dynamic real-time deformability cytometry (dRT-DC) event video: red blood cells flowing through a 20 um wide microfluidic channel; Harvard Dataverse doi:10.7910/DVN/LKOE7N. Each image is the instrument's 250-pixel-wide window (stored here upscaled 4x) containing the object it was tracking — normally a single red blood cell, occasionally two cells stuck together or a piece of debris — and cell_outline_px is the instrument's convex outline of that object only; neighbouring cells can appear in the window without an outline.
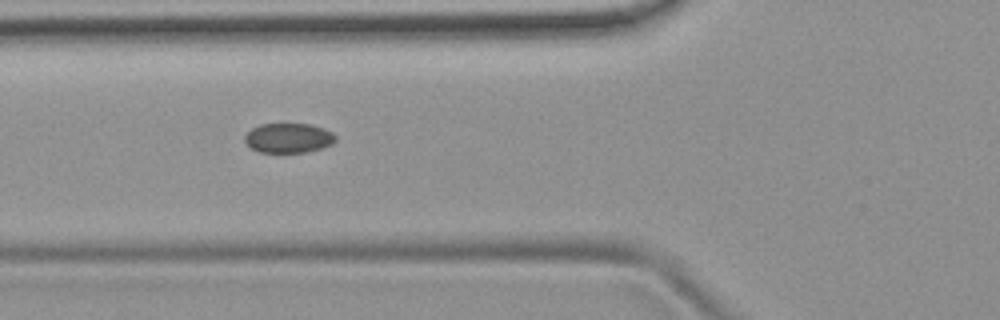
{"species": "common noctule bat (a hibernating species)", "species_latin": "Nyctalus noctula", "temperature_condition": "room temperature", "stored_images_in_passage": 6, "camera_frame_rate_fps": 3000, "um_per_image_px": 0.085, "animal": {"sex": "female", "body_mass_g": 19.9}, "frame": {"image": 1, "passage_image": 2, "time_ms": 1.0, "image_size_px": [1000, 320], "cell_outline_px": [[336, 140], [332, 144], [320, 148], [304, 152], [260, 152], [252, 148], [244, 140], [244, 136], [252, 128], [260, 124], [312, 124], [324, 128], [332, 132], [336, 136]], "centroid_in_image_um": [24.53, 11.72], "position_along_channel_um": 101.3, "area_um2": 15.61}}
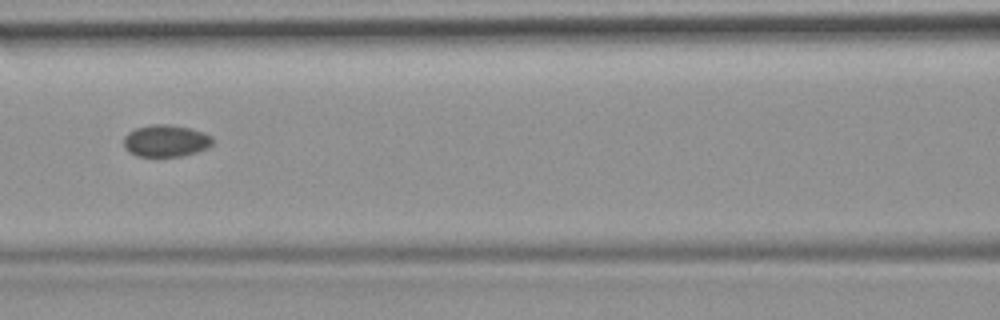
{"frame": {"image": 2, "passage_image": 3, "time_ms": 2.333, "image_size_px": [1000, 320], "cell_outline_px": [[212, 144], [208, 148], [184, 156], [136, 156], [128, 152], [124, 148], [124, 136], [128, 132], [136, 128], [152, 124], [168, 124], [192, 128], [204, 132], [212, 136]], "centroid_in_image_um": [14.09, 11.96], "position_along_channel_um": 152.5, "area_um2": 16.76}}
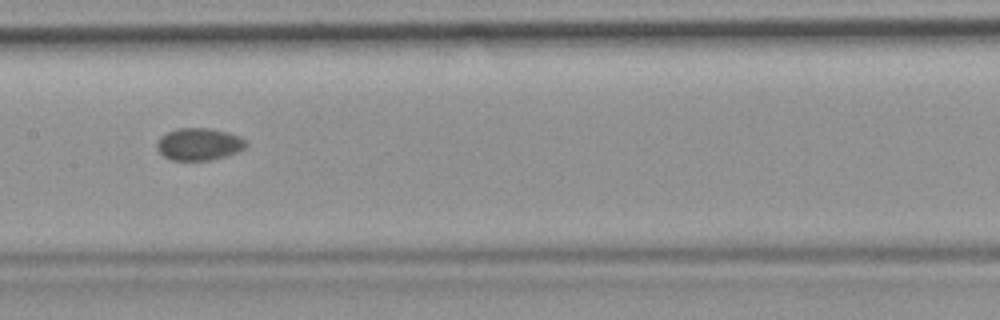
{"frame": {"image": 3, "passage_image": 4, "time_ms": 3.333, "image_size_px": [1000, 320], "cell_outline_px": [[248, 144], [244, 148], [236, 152], [224, 156], [208, 160], [172, 160], [164, 156], [156, 148], [156, 144], [160, 136], [176, 128], [208, 128], [228, 132], [240, 136]], "centroid_in_image_um": [16.89, 12.24], "position_along_channel_um": 190.5, "area_um2": 16.65}}